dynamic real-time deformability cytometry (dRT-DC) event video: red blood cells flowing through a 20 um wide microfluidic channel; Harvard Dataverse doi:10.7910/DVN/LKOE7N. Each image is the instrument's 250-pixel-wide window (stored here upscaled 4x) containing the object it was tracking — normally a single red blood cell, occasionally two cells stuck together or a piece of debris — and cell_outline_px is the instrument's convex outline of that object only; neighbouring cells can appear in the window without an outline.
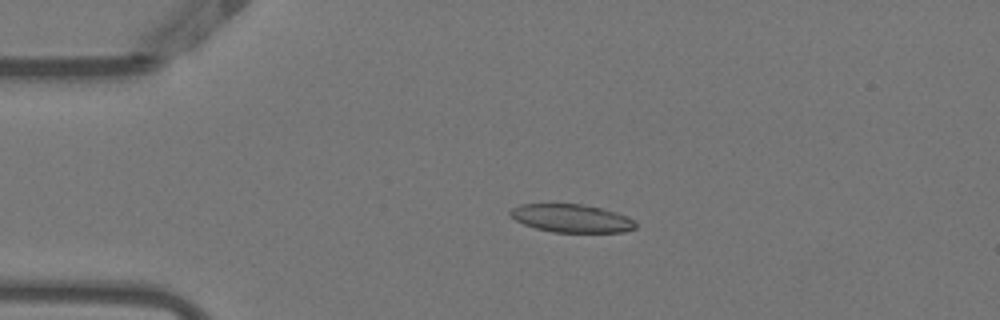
{"species": "Egyptian fruit bat (a non-hibernating species)", "species_latin": "Rousettus aegyptiacus", "temperature_condition": "warm", "stored_images_in_passage": 42, "camera_frame_rate_fps": 3000, "um_per_image_px": 0.085, "animal": {"sex": "female"}, "frame": {"image": 1, "passage_image": 1, "time_ms": 0.0, "image_size_px": [1000, 320], "cell_outline_px": [[636, 228], [624, 232], [552, 232], [536, 228], [524, 224], [516, 220], [508, 212], [512, 208], [520, 204], [580, 204], [600, 208], [616, 212], [628, 216], [636, 224]], "centroid_in_image_um": [48.58, 18.56], "position_along_channel_um": 36.4, "area_um2": 20.4}}
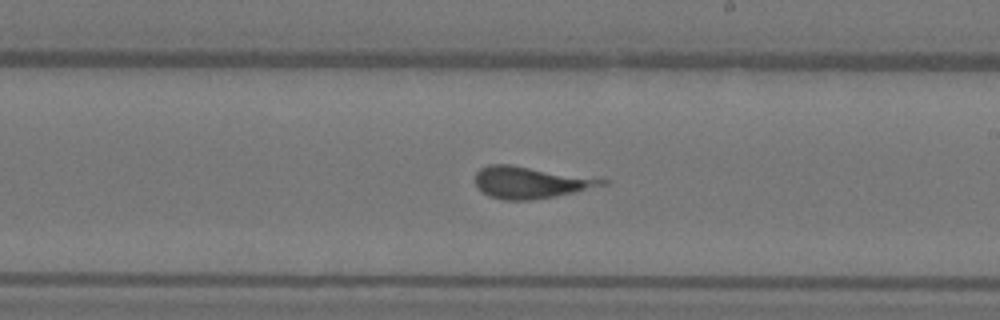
{"frame": {"image": 2, "passage_image": 20, "time_ms": 6.333, "image_size_px": [1000, 320], "cell_outline_px": [[612, 180], [608, 184], [576, 192], [532, 200], [504, 200], [488, 196], [476, 184], [476, 172], [480, 168], [488, 164], [512, 164], [596, 176]], "centroid_in_image_um": [45.2, 15.48], "position_along_channel_um": 243.8, "area_um2": 24.16}}
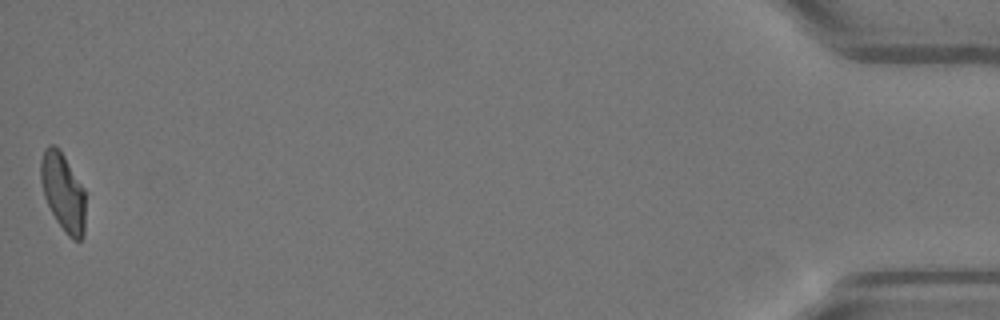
{"frame": {"image": 3, "passage_image": 42, "time_ms": 13.667, "image_size_px": [1000, 320], "cell_outline_px": [[84, 236], [80, 240], [72, 240], [68, 236], [56, 220], [44, 196], [40, 180], [40, 160], [44, 148], [48, 144], [52, 144], [60, 148], [84, 188]], "centroid_in_image_um": [5.34, 16.28], "position_along_channel_um": 429.9, "area_um2": 20.46}}